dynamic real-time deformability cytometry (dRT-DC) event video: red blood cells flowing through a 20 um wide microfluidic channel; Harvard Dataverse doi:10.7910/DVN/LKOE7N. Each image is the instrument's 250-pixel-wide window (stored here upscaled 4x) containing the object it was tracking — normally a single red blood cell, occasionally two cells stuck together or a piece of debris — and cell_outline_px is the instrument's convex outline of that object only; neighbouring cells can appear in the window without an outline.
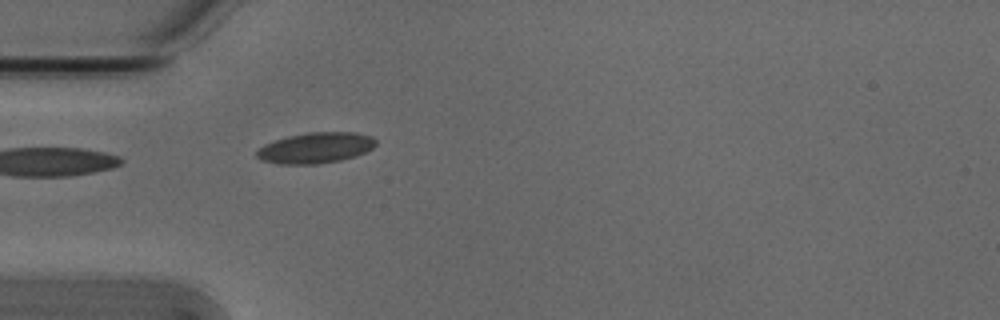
{"species": "Egyptian fruit bat (a non-hibernating species)", "species_latin": "Rousettus aegyptiacus", "temperature_condition": "cold", "stored_images_in_passage": 5, "camera_frame_rate_fps": 3000, "um_per_image_px": 0.085, "animal": {"sex": "male"}, "frame": {"image": 1, "passage_image": 5, "time_ms": 1.333, "image_size_px": [1000, 320], "cell_outline_px": [[376, 144], [372, 148], [356, 156], [340, 160], [316, 164], [280, 164], [260, 160], [256, 156], [256, 152], [264, 144], [288, 136], [312, 132], [356, 132], [372, 136], [376, 140]], "centroid_in_image_um": [26.83, 12.57], "position_along_channel_um": 58.2, "area_um2": 21.27}}